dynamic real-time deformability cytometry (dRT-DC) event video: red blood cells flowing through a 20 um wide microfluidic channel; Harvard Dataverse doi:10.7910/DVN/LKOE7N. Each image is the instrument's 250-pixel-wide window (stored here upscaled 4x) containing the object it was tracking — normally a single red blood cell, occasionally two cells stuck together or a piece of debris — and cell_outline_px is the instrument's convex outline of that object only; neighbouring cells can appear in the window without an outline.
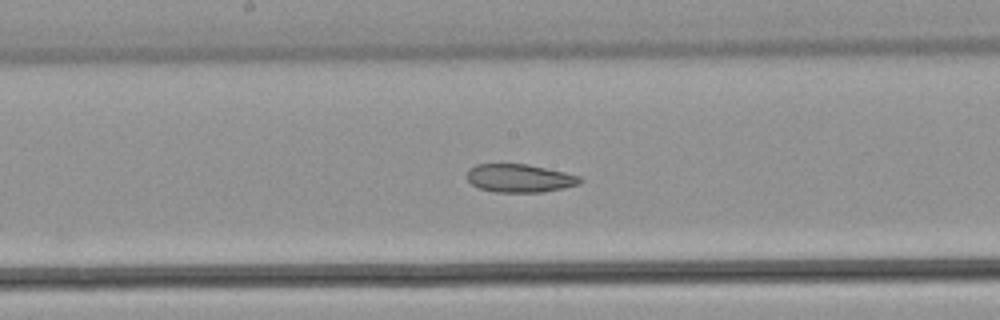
{"species": "common noctule bat (a hibernating species)", "species_latin": "Nyctalus noctula", "temperature_condition": "warm", "stored_images_in_passage": 25, "camera_frame_rate_fps": 3000, "um_per_image_px": 0.085, "animal": {"sex": "male", "body_mass_g": 21.5, "forearm_length_mm": 52.0}, "frame": {"image": 1, "passage_image": 21, "time_ms": 6.667, "image_size_px": [1000, 320], "cell_outline_px": [[584, 180], [580, 184], [564, 188], [544, 192], [492, 192], [480, 188], [472, 184], [468, 180], [468, 168], [476, 164], [528, 164], [564, 172], [580, 176]], "centroid_in_image_um": [44.19, 15.15], "position_along_channel_um": 204.0, "area_um2": 18.67}}
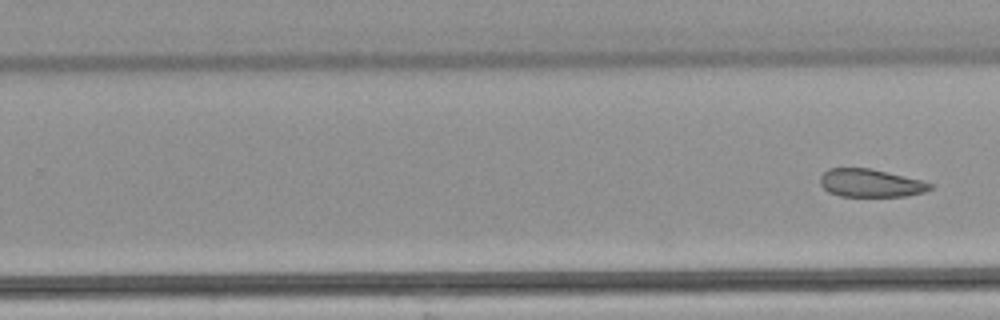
{"frame": {"image": 2, "passage_image": 25, "time_ms": 8.0, "image_size_px": [1000, 320], "cell_outline_px": [[932, 188], [924, 192], [908, 196], [840, 196], [828, 192], [820, 184], [820, 176], [828, 168], [872, 168], [920, 180], [932, 184]], "centroid_in_image_um": [73.97, 15.56], "position_along_channel_um": 255.8, "area_um2": 17.92}}